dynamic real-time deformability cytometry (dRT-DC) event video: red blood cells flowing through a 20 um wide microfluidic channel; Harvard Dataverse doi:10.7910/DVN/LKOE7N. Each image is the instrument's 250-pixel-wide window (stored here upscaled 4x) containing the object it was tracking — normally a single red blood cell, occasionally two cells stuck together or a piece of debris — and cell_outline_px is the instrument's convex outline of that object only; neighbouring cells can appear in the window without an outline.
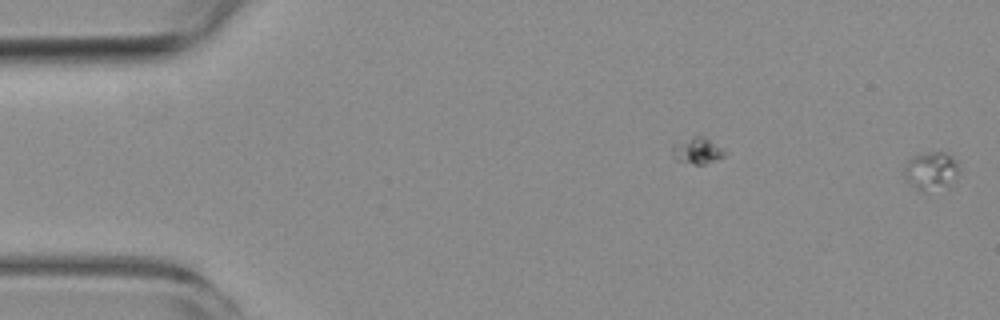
{"species": "common noctule bat (a hibernating species)", "species_latin": "Nyctalus noctula", "temperature_condition": "room temperature", "stored_images_in_passage": 3, "camera_frame_rate_fps": 3000, "um_per_image_px": 0.085, "animal": {"sex": "female", "body_mass_g": 19.3, "forearm_length_mm": 54.1}, "frame": {"image": 1, "passage_image": 3, "time_ms": 2.667, "image_size_px": [1000, 320], "cell_outline_px": [[960, 172], [956, 180], [948, 184], [924, 192], [920, 192], [904, 180], [904, 164], [912, 156], [928, 152], [948, 152], [956, 160]], "centroid_in_image_um": [79.12, 14.51], "position_along_channel_um": 5.9, "area_um2": 12.43}}